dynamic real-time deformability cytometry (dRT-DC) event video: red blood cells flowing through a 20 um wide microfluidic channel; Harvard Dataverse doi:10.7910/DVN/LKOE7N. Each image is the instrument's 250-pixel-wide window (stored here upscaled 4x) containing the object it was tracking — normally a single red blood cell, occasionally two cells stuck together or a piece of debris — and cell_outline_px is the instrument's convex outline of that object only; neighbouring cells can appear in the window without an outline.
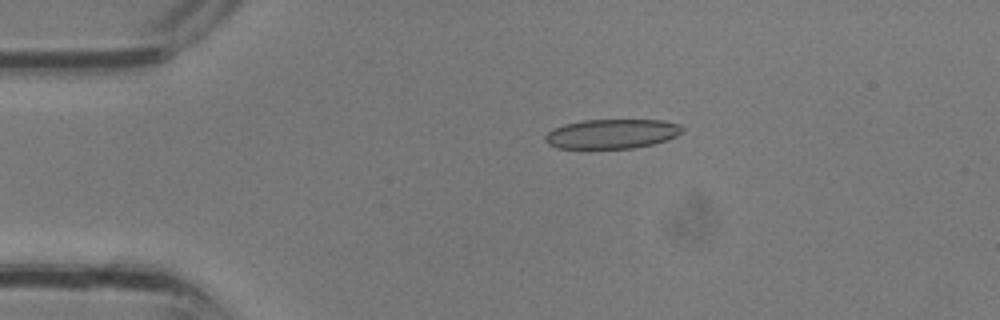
{"species": "common noctule bat (a hibernating species)", "species_latin": "Nyctalus noctula", "temperature_condition": "room temperature", "stored_images_in_passage": 2, "camera_frame_rate_fps": 3000, "um_per_image_px": 0.085, "animal": {"sex": "male", "body_mass_g": 13.3}, "frame": {"image": 1, "passage_image": 2, "time_ms": 0.333, "image_size_px": [1000, 320], "cell_outline_px": [[684, 132], [676, 136], [652, 144], [632, 148], [588, 152], [556, 148], [548, 144], [544, 140], [544, 136], [552, 128], [564, 124], [584, 120], [664, 120], [680, 124], [684, 128]], "centroid_in_image_um": [51.92, 11.43], "position_along_channel_um": 33.1, "area_um2": 24.74}}